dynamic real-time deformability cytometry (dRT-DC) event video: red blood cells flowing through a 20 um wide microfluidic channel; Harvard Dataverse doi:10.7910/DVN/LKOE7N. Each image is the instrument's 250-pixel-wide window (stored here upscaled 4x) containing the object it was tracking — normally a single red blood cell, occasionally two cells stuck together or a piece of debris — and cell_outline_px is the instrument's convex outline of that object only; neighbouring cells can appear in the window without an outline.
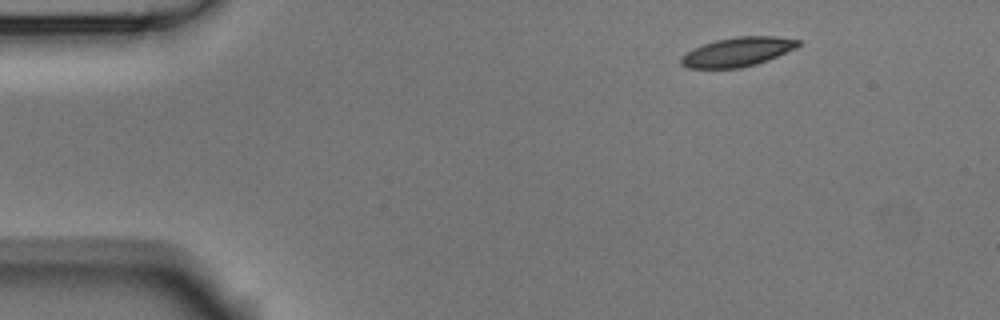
{"species": "Egyptian fruit bat (a non-hibernating species)", "species_latin": "Rousettus aegyptiacus", "temperature_condition": "room temperature", "stored_images_in_passage": 9, "camera_frame_rate_fps": 3000, "um_per_image_px": 0.085, "animal": {"sex": "male"}, "frame": {"image": 1, "passage_image": 1, "time_ms": 0.0, "image_size_px": [1000, 320], "cell_outline_px": [[800, 44], [796, 48], [768, 60], [756, 64], [740, 68], [688, 68], [680, 64], [680, 60], [688, 52], [704, 44], [716, 40], [736, 36], [776, 36], [800, 40]], "centroid_in_image_um": [62.73, 4.41], "position_along_channel_um": 22.3, "area_um2": 19.71}}
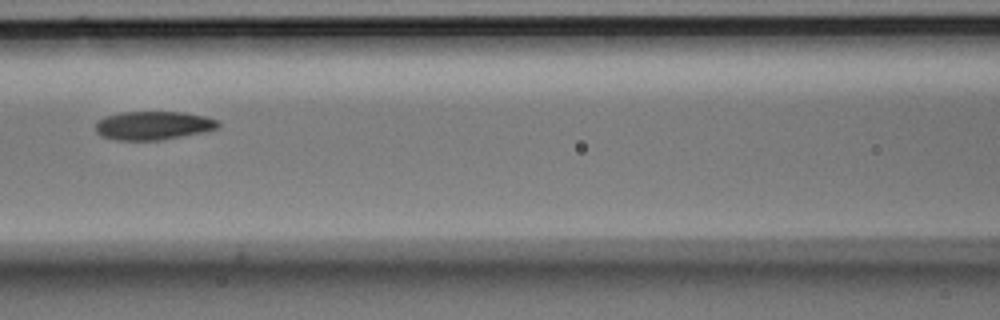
{"frame": {"image": 2, "passage_image": 6, "time_ms": 1.667, "image_size_px": [1000, 320], "cell_outline_px": [[220, 128], [204, 132], [160, 140], [116, 140], [100, 136], [96, 132], [96, 124], [100, 120], [108, 116], [124, 112], [184, 112], [204, 116], [220, 120]], "centroid_in_image_um": [13.08, 10.67], "position_along_channel_um": 153.5, "area_um2": 20.4}}
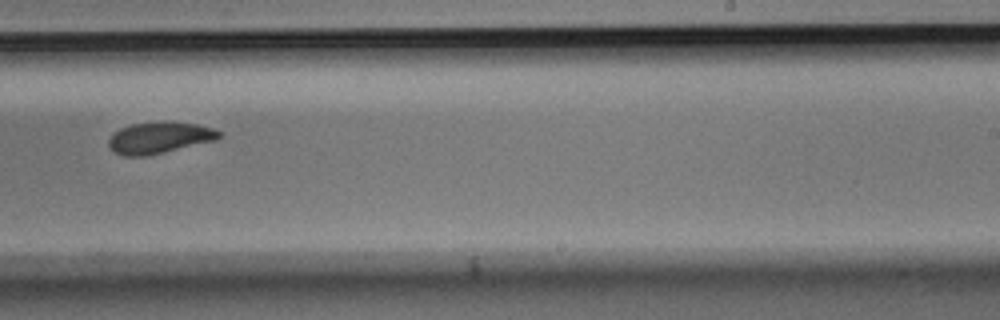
{"frame": {"image": 3, "passage_image": 9, "time_ms": 2.667, "image_size_px": [1000, 320], "cell_outline_px": [[224, 136], [216, 140], [148, 156], [124, 156], [112, 152], [108, 144], [108, 140], [112, 132], [120, 128], [132, 124], [164, 120], [196, 124], [212, 128], [220, 132]], "centroid_in_image_um": [13.52, 11.7], "position_along_channel_um": 275.5, "area_um2": 20.63}}